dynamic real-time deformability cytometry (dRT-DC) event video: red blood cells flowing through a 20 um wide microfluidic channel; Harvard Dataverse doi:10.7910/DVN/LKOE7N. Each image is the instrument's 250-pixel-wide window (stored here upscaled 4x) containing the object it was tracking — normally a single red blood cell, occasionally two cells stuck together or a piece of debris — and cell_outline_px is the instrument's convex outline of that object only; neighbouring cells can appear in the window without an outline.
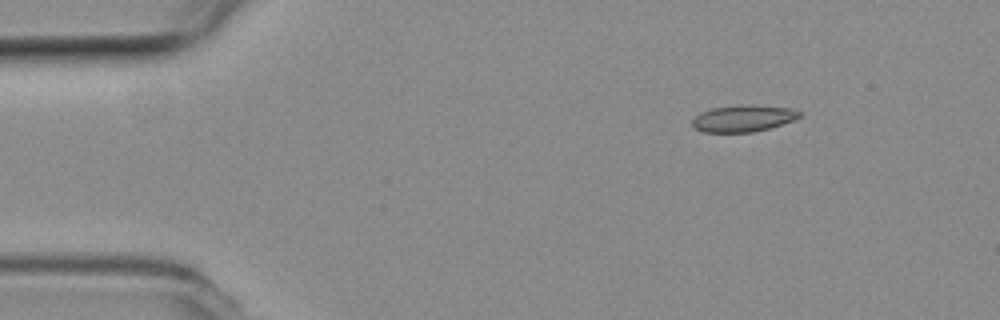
{"species": "common noctule bat (a hibernating species)", "species_latin": "Nyctalus noctula", "temperature_condition": "room temperature", "stored_images_in_passage": 42, "camera_frame_rate_fps": 3000, "um_per_image_px": 0.085, "animal": {"sex": "female", "body_mass_g": 19.3, "forearm_length_mm": 54.1}, "frame": {"image": 1, "passage_image": 1, "time_ms": 0.0, "image_size_px": [1000, 320], "cell_outline_px": [[804, 116], [768, 128], [752, 132], [704, 132], [696, 128], [692, 124], [692, 120], [700, 112], [712, 108], [748, 104], [788, 108], [804, 112]], "centroid_in_image_um": [63.2, 10.05], "position_along_channel_um": 21.8, "area_um2": 16.53}}
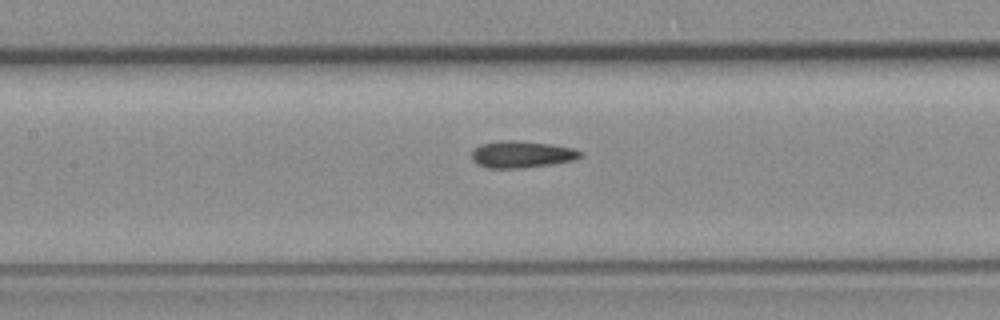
{"frame": {"image": 2, "passage_image": 18, "time_ms": 5.667, "image_size_px": [1000, 320], "cell_outline_px": [[584, 156], [576, 160], [552, 164], [524, 168], [488, 168], [476, 164], [472, 160], [472, 152], [480, 144], [496, 140], [516, 140], [552, 144], [572, 148], [584, 152]], "centroid_in_image_um": [44.37, 13.12], "position_along_channel_um": 163.0, "area_um2": 17.34}}
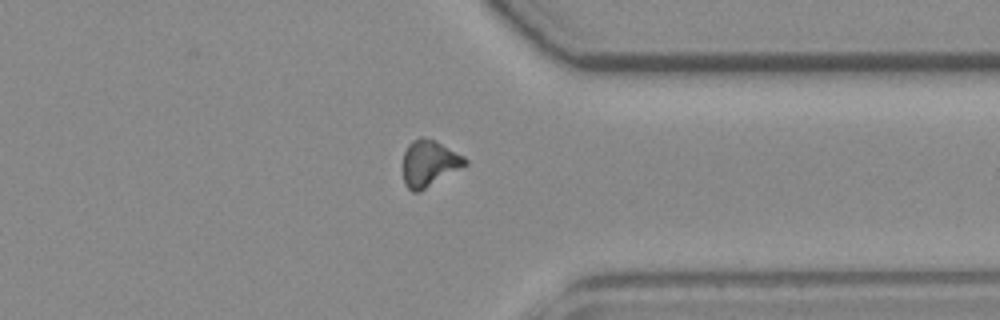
{"frame": {"image": 3, "passage_image": 35, "time_ms": 11.333, "image_size_px": [1000, 320], "cell_outline_px": [[468, 164], [420, 192], [412, 192], [404, 184], [404, 152], [408, 144], [412, 140], [420, 136], [436, 140], [464, 156], [468, 160]], "centroid_in_image_um": [36.49, 13.87], "position_along_channel_um": 374.9, "area_um2": 16.88}, "authors_computed_cell_mechanics": {"area_um2": 16.5886, "velocity_mm_per_s": 3.832, "shape_relaxation_time_tau1_ms": null, "shape_relaxation_time_tau2_ms": 3.7529, "deformation_change_tau1": null, "deformation_change_tau2": 0.1048}}